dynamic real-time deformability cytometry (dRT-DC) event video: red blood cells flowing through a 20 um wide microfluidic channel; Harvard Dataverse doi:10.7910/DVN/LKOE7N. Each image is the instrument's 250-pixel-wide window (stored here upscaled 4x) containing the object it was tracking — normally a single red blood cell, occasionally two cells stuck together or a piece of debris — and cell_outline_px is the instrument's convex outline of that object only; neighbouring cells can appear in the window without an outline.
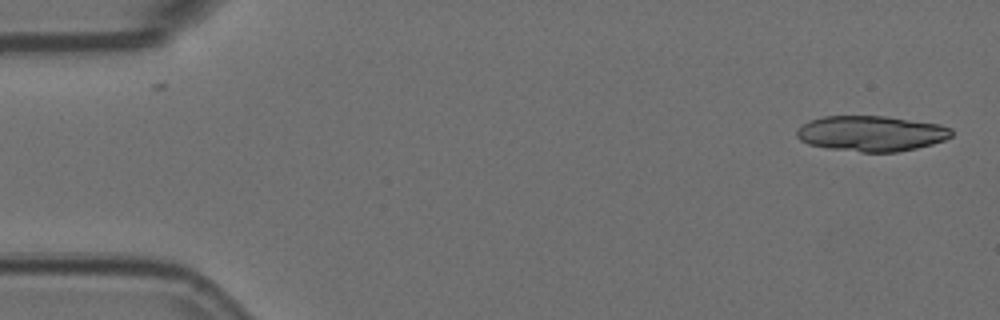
{"species": "Egyptian fruit bat (a non-hibernating species)", "species_latin": "Rousettus aegyptiacus", "temperature_condition": "room temperature", "stored_images_in_passage": 6, "camera_frame_rate_fps": 3000, "um_per_image_px": 0.085, "animal": {"sex": "female"}, "frame": {"image": 1, "passage_image": 1, "time_ms": 0.0, "image_size_px": [1000, 320], "cell_outline_px": [[952, 136], [944, 140], [932, 144], [916, 148], [896, 152], [860, 152], [828, 148], [808, 144], [800, 140], [796, 136], [796, 132], [808, 120], [824, 116], [884, 116], [940, 124], [952, 128]], "centroid_in_image_um": [74.06, 11.34], "position_along_channel_um": 10.9, "area_um2": 32.02}}